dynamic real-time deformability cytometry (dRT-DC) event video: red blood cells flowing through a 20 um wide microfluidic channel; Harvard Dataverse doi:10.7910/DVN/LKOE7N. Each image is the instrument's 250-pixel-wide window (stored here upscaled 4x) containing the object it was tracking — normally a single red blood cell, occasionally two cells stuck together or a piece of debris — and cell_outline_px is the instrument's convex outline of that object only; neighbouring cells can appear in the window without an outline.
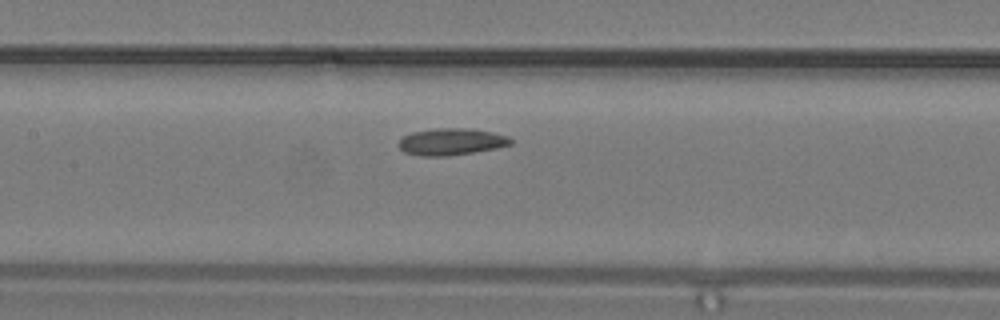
{"species": "common noctule bat (a hibernating species)", "species_latin": "Nyctalus noctula", "temperature_condition": "warm", "stored_images_in_passage": 13, "segment_of_instrument_passage": [1, 2], "camera_frame_rate_fps": 3000, "um_per_image_px": 0.085, "animal": {"sex": "male", "body_mass_g": 19.2, "forearm_length_mm": 51.8}, "frame": {"image": 1, "passage_image": 10, "time_ms": 3.0, "image_size_px": [1000, 320], "cell_outline_px": [[512, 144], [496, 148], [448, 156], [420, 156], [404, 152], [400, 148], [400, 140], [404, 136], [412, 132], [436, 128], [464, 128], [492, 132], [508, 136], [512, 140]], "centroid_in_image_um": [38.36, 12.05], "position_along_channel_um": 169.0, "area_um2": 17.34}}